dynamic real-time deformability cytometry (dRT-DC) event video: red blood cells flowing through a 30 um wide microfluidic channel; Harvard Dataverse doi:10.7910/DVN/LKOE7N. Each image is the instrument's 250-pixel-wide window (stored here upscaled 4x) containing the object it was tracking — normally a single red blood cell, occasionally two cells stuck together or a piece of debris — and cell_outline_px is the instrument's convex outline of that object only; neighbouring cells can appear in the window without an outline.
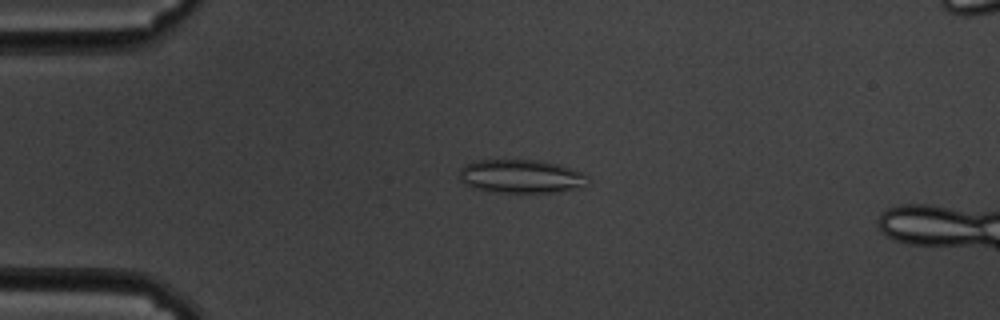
{"species": "common noctule bat (a hibernating species)", "species_latin": "Nyctalus noctula", "temperature_condition": "cold", "stored_images_in_passage": 46, "segment_of_instrument_passage": [1, 2], "camera_frame_rate_fps": 3000, "um_per_image_px": 0.085, "animal": {"sex": "male", "body_mass_g": 19.5, "forearm_length_mm": 54.6}, "frame": {"image": 1, "passage_image": 1, "time_ms": 0.0, "image_size_px": [1000, 320], "cell_outline_px": [[588, 184], [584, 188], [556, 192], [496, 192], [476, 188], [460, 180], [460, 168], [464, 164], [476, 160], [540, 160], [556, 164], [580, 172], [588, 176]], "centroid_in_image_um": [44.32, 14.99], "position_along_channel_um": 40.7, "area_um2": 25.03}}
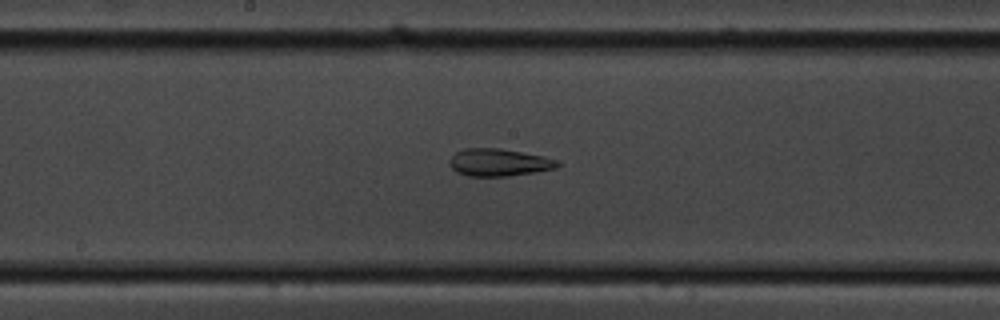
{"frame": {"image": 2, "passage_image": 18, "time_ms": 5.667, "image_size_px": [1000, 320], "cell_outline_px": [[560, 164], [556, 168], [508, 176], [468, 176], [456, 172], [448, 164], [448, 160], [456, 152], [464, 148], [500, 148], [544, 156], [556, 160]], "centroid_in_image_um": [42.35, 13.8], "position_along_channel_um": 205.8, "area_um2": 17.22}}
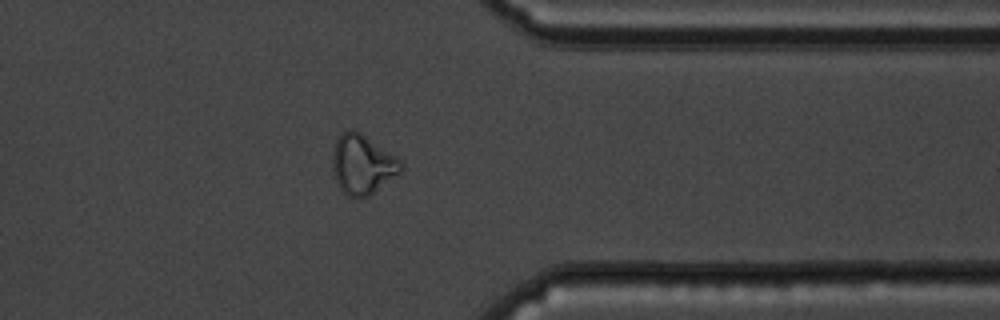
{"frame": {"image": 3, "passage_image": 34, "time_ms": 11.0, "image_size_px": [1000, 320], "cell_outline_px": [[404, 168], [400, 172], [368, 196], [360, 200], [348, 196], [340, 188], [332, 172], [332, 152], [336, 136], [340, 132], [348, 128], [352, 128], [360, 132], [396, 156], [404, 164]], "centroid_in_image_um": [30.77, 13.95], "position_along_channel_um": 380.6, "area_um2": 24.1}}